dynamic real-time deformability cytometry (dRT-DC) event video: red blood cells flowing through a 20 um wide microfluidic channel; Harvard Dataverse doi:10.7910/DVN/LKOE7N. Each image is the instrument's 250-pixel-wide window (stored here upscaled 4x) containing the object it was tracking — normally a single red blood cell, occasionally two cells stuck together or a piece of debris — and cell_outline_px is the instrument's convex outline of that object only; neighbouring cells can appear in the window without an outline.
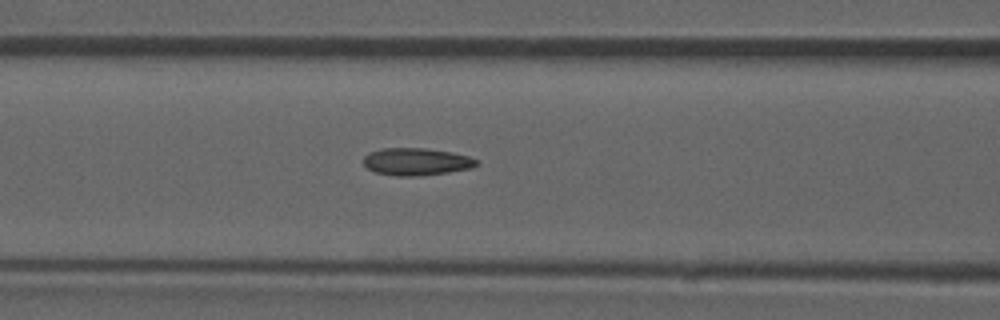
{"species": "common noctule bat (a hibernating species)", "species_latin": "Nyctalus noctula", "temperature_condition": "room temperature", "stored_images_in_passage": 37, "camera_frame_rate_fps": 3000, "um_per_image_px": 0.085, "animal": {"sex": "male", "forearm_length_mm": 52.5}, "frame": {"image": 1, "passage_image": 6, "time_ms": 1.667, "image_size_px": [1000, 320], "cell_outline_px": [[480, 164], [472, 168], [448, 172], [416, 176], [396, 176], [376, 172], [368, 168], [364, 164], [364, 156], [372, 152], [384, 148], [424, 148], [452, 152], [468, 156], [476, 160]], "centroid_in_image_um": [35.42, 13.74], "position_along_channel_um": 131.2, "area_um2": 17.86}, "authors_computed_cell_mechanics": {"area_um2": 17.2244, "velocity_mm_per_s": 3.8795, "shape_relaxation_time_tau1_ms": null, "shape_relaxation_time_tau2_ms": 3.2982, "deformation_change_tau1": null, "deformation_change_tau2": 0.1114}}